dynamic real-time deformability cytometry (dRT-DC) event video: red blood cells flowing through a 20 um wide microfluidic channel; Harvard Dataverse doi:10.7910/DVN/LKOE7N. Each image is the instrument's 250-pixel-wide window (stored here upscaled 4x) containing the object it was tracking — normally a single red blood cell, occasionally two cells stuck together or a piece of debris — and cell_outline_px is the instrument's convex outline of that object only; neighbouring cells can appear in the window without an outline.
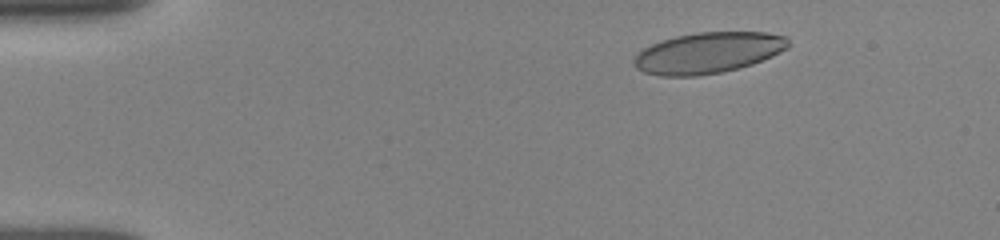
{"species": "human", "species_latin": "Homo sapiens", "temperature_condition": "room temperature", "stored_images_in_passage": 12, "camera_frame_rate_fps": 3000, "um_per_image_px": 0.085, "donor": {"sex": "female"}, "frame": {"image": 1, "passage_image": 4, "time_ms": 2.0, "image_size_px": [1000, 240], "cell_outline_px": [[788, 48], [772, 56], [752, 64], [720, 72], [696, 76], [660, 76], [644, 72], [636, 68], [632, 64], [632, 60], [644, 48], [652, 44], [676, 36], [700, 32], [764, 32], [788, 36]], "centroid_in_image_um": [60.19, 4.49], "position_along_channel_um": 24.8, "area_um2": 36.65}}
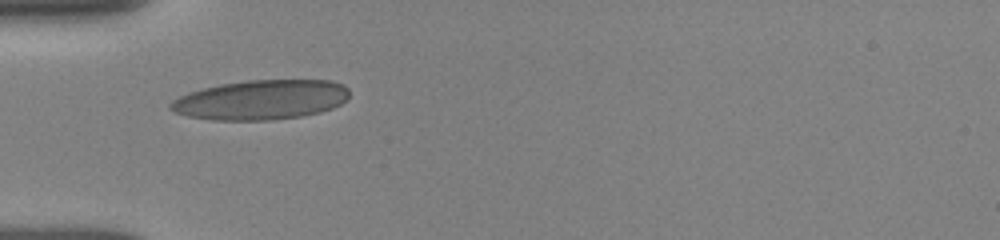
{"frame": {"image": 2, "passage_image": 9, "time_ms": 5.0, "image_size_px": [1000, 240], "cell_outline_px": [[348, 100], [332, 108], [320, 112], [300, 116], [272, 120], [212, 120], [188, 116], [176, 112], [168, 108], [168, 104], [172, 100], [180, 96], [204, 88], [220, 84], [248, 80], [332, 80], [344, 84], [348, 88]], "centroid_in_image_um": [22.21, 8.48], "position_along_channel_um": 62.8, "area_um2": 41.38}}
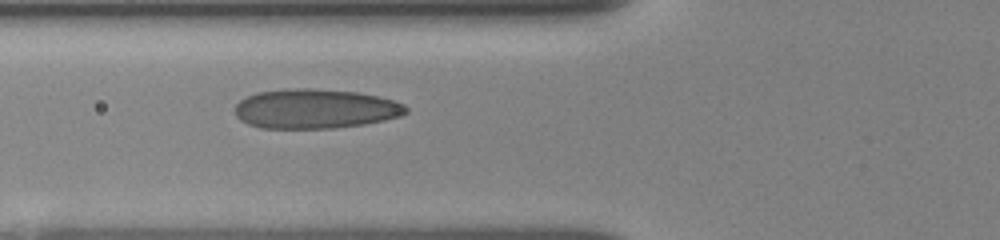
{"frame": {"image": 3, "passage_image": 11, "time_ms": 6.0, "image_size_px": [1000, 240], "cell_outline_px": [[408, 112], [400, 116], [384, 120], [364, 124], [332, 128], [260, 128], [248, 124], [240, 120], [236, 116], [236, 104], [240, 100], [256, 92], [288, 88], [308, 88], [356, 92], [376, 96], [392, 100], [404, 104], [408, 108]], "centroid_in_image_um": [26.77, 9.25], "position_along_channel_um": 99.0, "area_um2": 39.36}}